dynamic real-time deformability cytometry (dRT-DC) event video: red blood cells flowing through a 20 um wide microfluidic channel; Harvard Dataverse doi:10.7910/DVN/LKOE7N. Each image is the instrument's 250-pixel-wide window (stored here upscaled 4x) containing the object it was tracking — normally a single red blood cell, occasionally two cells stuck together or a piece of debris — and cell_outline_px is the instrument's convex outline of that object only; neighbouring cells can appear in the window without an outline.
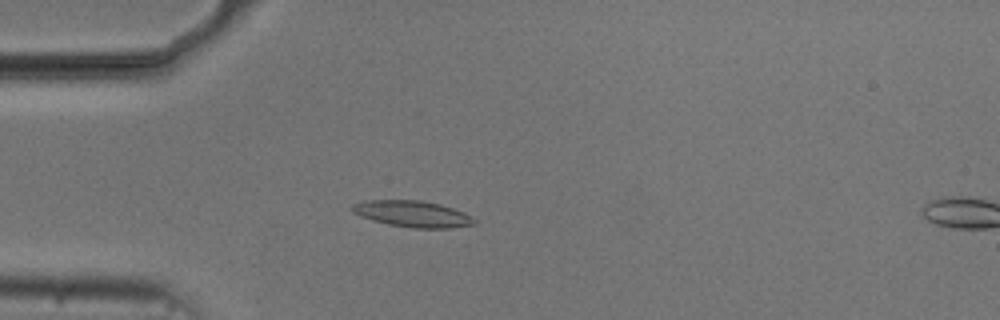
{"species": "common noctule bat (a hibernating species)", "species_latin": "Nyctalus noctula", "temperature_condition": "cold", "stored_images_in_passage": 25, "camera_frame_rate_fps": 3000, "um_per_image_px": 0.085, "animal": {"sex": "male", "body_mass_g": 20.5, "forearm_length_mm": 52.5}, "frame": {"image": 1, "passage_image": 14, "time_ms": 4.333, "image_size_px": [1000, 320], "cell_outline_px": [[476, 224], [448, 228], [412, 228], [388, 224], [372, 220], [360, 216], [352, 212], [348, 208], [352, 204], [364, 200], [420, 200], [440, 204], [464, 212], [476, 220]], "centroid_in_image_um": [35.02, 18.17], "position_along_channel_um": 50.0, "area_um2": 18.84}}
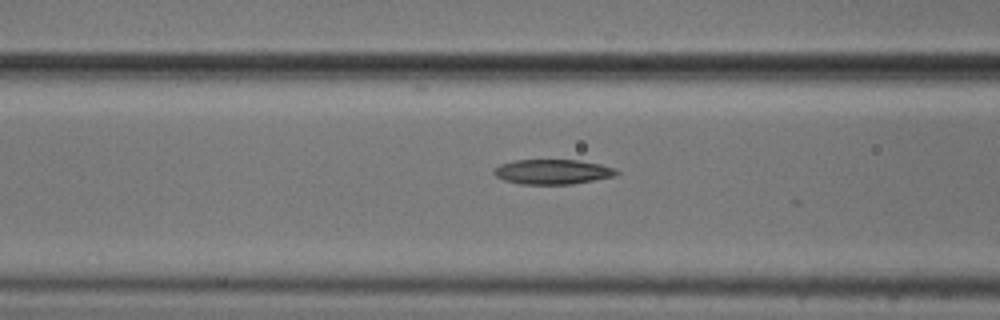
{"frame": {"image": 2, "passage_image": 21, "time_ms": 6.667, "image_size_px": [1000, 320], "cell_outline_px": [[620, 172], [612, 176], [572, 184], [520, 184], [504, 180], [496, 176], [492, 172], [500, 164], [512, 160], [580, 160], [600, 164], [616, 168]], "centroid_in_image_um": [46.95, 14.59], "position_along_channel_um": 119.6, "area_um2": 17.69}}
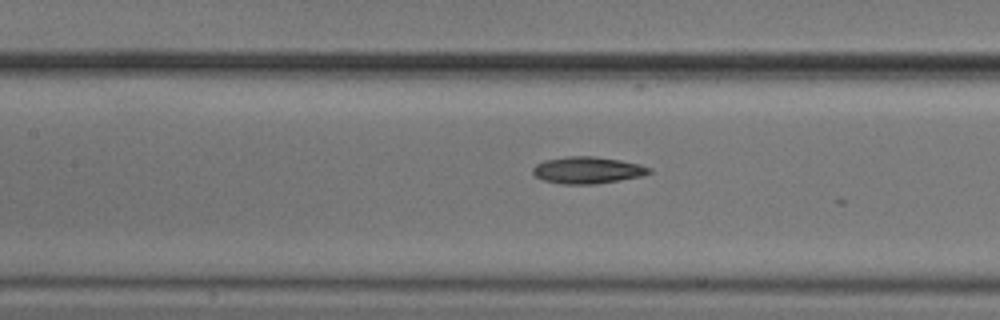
{"frame": {"image": 3, "passage_image": 24, "time_ms": 7.667, "image_size_px": [1000, 320], "cell_outline_px": [[652, 172], [640, 176], [596, 184], [564, 184], [544, 180], [536, 176], [532, 172], [532, 168], [536, 164], [544, 160], [568, 156], [596, 156], [620, 160], [640, 164], [652, 168]], "centroid_in_image_um": [49.94, 14.45], "position_along_channel_um": 157.5, "area_um2": 18.15}}